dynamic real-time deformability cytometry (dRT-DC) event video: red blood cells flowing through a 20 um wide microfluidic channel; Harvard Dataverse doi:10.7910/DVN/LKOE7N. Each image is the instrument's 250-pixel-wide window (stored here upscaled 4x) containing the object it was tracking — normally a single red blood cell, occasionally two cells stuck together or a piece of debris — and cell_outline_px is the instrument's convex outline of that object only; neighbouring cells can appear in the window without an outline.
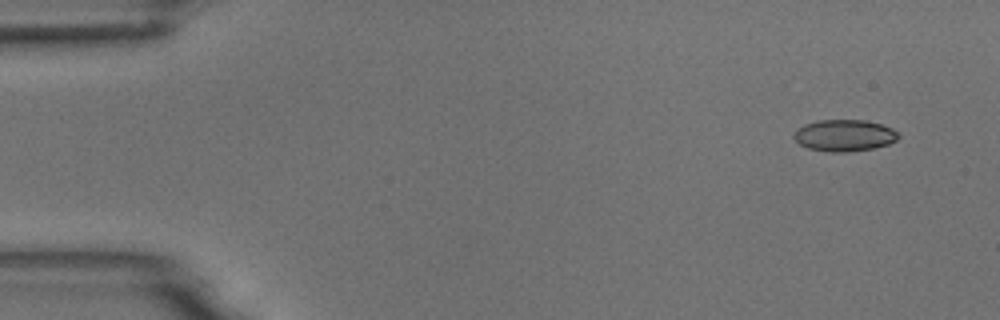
{"species": "common noctule bat (a hibernating species)", "species_latin": "Nyctalus noctula", "temperature_condition": "room temperature", "stored_images_in_passage": 51, "camera_frame_rate_fps": 3000, "um_per_image_px": 0.085, "animal": {"sex": "male", "body_mass_g": 18.8}, "frame": {"image": 1, "passage_image": 1, "time_ms": 0.0, "image_size_px": [1000, 320], "cell_outline_px": [[900, 136], [896, 140], [888, 144], [872, 148], [848, 152], [832, 152], [808, 148], [800, 144], [792, 136], [796, 128], [804, 124], [820, 120], [864, 120], [880, 124], [892, 128], [900, 132]], "centroid_in_image_um": [71.77, 11.5], "position_along_channel_um": 13.2, "area_um2": 19.31}}
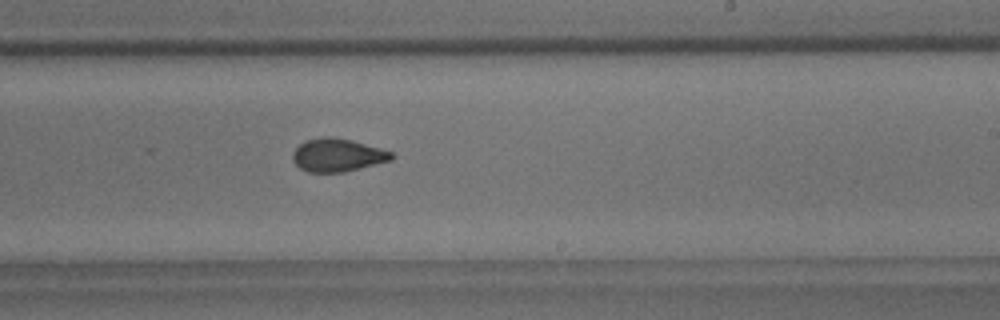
{"frame": {"image": 2, "passage_image": 30, "time_ms": 9.667, "image_size_px": [1000, 320], "cell_outline_px": [[396, 156], [392, 160], [344, 172], [308, 172], [300, 168], [292, 160], [292, 152], [304, 140], [324, 136], [332, 136], [352, 140], [380, 148], [392, 152]], "centroid_in_image_um": [28.68, 13.17], "position_along_channel_um": 260.3, "area_um2": 19.19}}
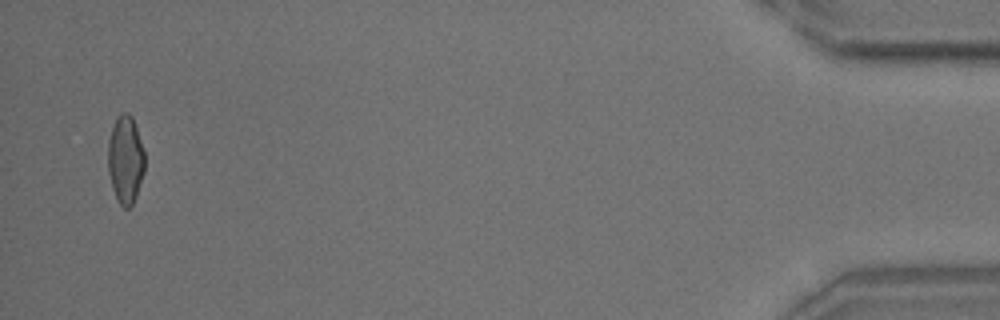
{"frame": {"image": 3, "passage_image": 50, "time_ms": 16.333, "image_size_px": [1000, 320], "cell_outline_px": [[144, 172], [136, 196], [132, 204], [128, 208], [124, 208], [120, 204], [112, 188], [108, 172], [108, 140], [116, 116], [120, 112], [128, 112], [132, 116], [144, 152]], "centroid_in_image_um": [10.65, 13.54], "position_along_channel_um": 424.6, "area_um2": 18.79}, "authors_computed_cell_mechanics": {"area_um2": 19.3052, "velocity_mm_per_s": 3.7277, "shape_relaxation_time_tau1_ms": 9.2775, "shape_relaxation_time_tau2_ms": 1.1086, "deformation_change_tau1": 0.1791, "deformation_change_tau2": 0.0717}}